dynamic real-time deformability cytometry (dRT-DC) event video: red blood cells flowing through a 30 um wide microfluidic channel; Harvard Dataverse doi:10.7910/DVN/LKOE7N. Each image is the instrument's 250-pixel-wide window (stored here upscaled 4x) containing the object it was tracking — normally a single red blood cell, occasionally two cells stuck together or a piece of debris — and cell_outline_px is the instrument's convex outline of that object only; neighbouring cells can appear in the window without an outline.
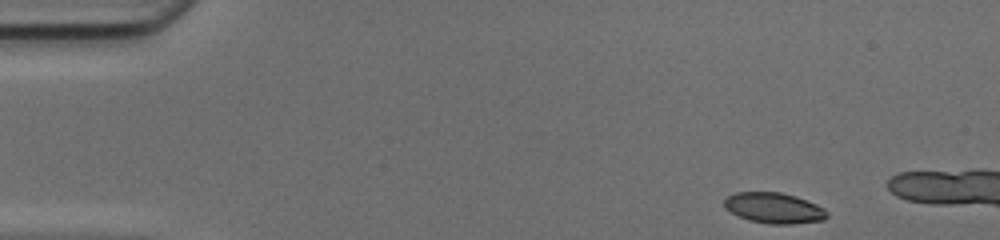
{"species": "common noctule bat (a hibernating species)", "species_latin": "Nyctalus noctula", "temperature_condition": "cold", "stored_images_in_passage": 11, "camera_frame_rate_fps": 3000, "um_per_image_px": 0.085, "animal": {"sex": "female", "body_mass_g": 17.0, "forearm_length_mm": 48.0}, "frame": {"image": 1, "passage_image": 1, "time_ms": 0.0, "image_size_px": [1000, 240], "cell_outline_px": [[828, 216], [824, 220], [792, 224], [768, 224], [748, 220], [724, 208], [724, 200], [728, 196], [736, 192], [780, 192], [796, 196], [816, 204], [824, 208], [828, 212]], "centroid_in_image_um": [65.8, 17.68], "position_along_channel_um": 19.2, "area_um2": 18.38}}